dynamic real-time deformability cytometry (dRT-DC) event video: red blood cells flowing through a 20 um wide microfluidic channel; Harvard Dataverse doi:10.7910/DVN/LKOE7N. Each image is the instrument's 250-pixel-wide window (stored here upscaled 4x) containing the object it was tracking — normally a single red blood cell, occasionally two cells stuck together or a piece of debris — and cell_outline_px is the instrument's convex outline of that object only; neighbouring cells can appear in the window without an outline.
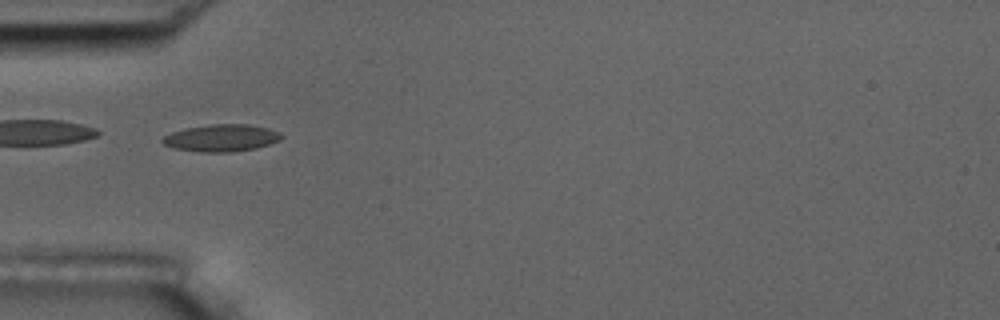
{"species": "common noctule bat (a hibernating species)", "species_latin": "Nyctalus noctula", "temperature_condition": "room temperature", "stored_images_in_passage": 6, "camera_frame_rate_fps": 3000, "um_per_image_px": 0.085, "animal": {"sex": "male", "body_mass_g": 17.5, "forearm_length_mm": 52.3}, "frame": {"image": 1, "passage_image": 2, "time_ms": 1.0, "image_size_px": [1000, 320], "cell_outline_px": [[284, 136], [280, 140], [256, 148], [232, 152], [200, 152], [172, 148], [164, 144], [160, 140], [164, 136], [172, 132], [184, 128], [208, 124], [248, 124], [268, 128], [280, 132]], "centroid_in_image_um": [18.81, 11.72], "position_along_channel_um": 66.2, "area_um2": 18.96}}
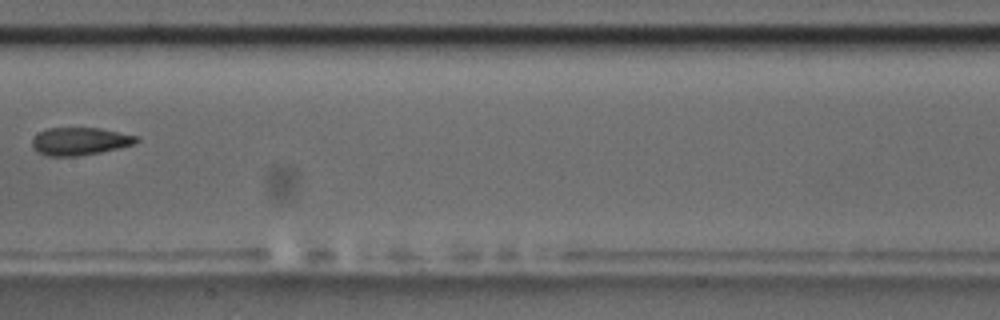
{"frame": {"image": 2, "passage_image": 5, "time_ms": 4.667, "image_size_px": [1000, 320], "cell_outline_px": [[140, 140], [136, 144], [100, 152], [76, 156], [48, 156], [36, 152], [32, 148], [32, 140], [40, 132], [48, 128], [100, 128], [136, 136]], "centroid_in_image_um": [6.78, 12.01], "position_along_channel_um": 200.6, "area_um2": 16.76}}
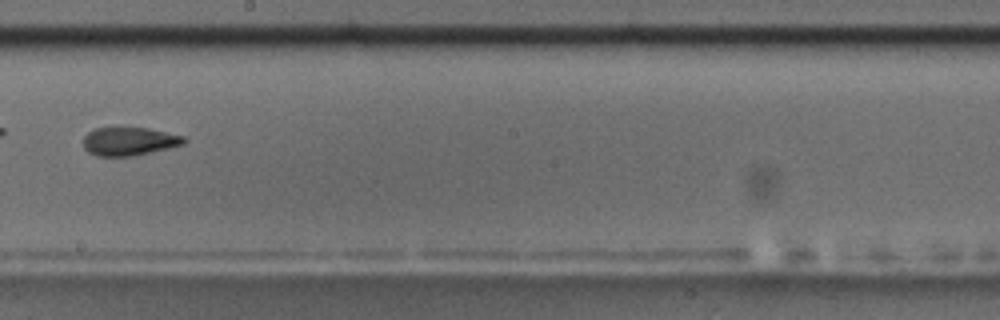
{"frame": {"image": 3, "passage_image": 6, "time_ms": 5.667, "image_size_px": [1000, 320], "cell_outline_px": [[188, 140], [184, 144], [152, 152], [132, 156], [96, 156], [88, 152], [84, 148], [84, 136], [88, 132], [96, 128], [148, 128], [184, 136]], "centroid_in_image_um": [10.99, 12.02], "position_along_channel_um": 237.2, "area_um2": 16.59}}